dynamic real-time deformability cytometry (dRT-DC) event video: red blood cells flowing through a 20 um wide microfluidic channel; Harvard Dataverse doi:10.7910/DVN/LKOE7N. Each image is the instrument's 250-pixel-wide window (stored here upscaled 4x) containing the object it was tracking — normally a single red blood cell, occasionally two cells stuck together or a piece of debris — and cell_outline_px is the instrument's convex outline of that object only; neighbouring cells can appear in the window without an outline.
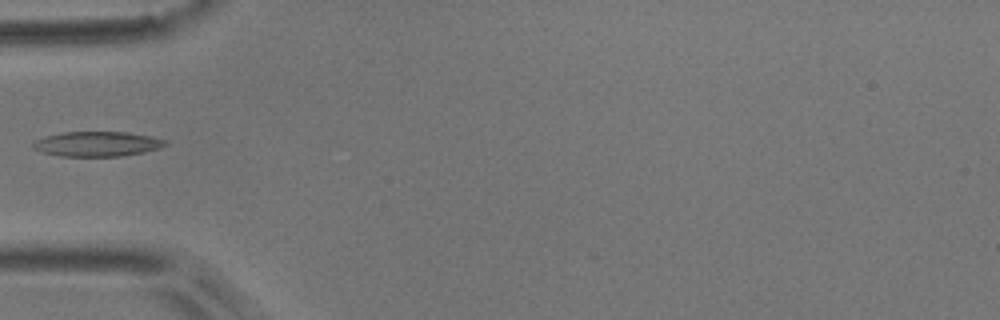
{"species": "common noctule bat (a hibernating species)", "species_latin": "Nyctalus noctula", "temperature_condition": "room temperature", "stored_images_in_passage": 5, "camera_frame_rate_fps": 3000, "um_per_image_px": 0.085, "animal": {"sex": "male", "body_mass_g": 17.9}, "frame": {"image": 1, "passage_image": 3, "time_ms": 0.667, "image_size_px": [1000, 320], "cell_outline_px": [[168, 144], [160, 148], [144, 152], [120, 156], [60, 156], [40, 152], [32, 148], [32, 144], [36, 140], [44, 136], [64, 132], [128, 132], [152, 136], [164, 140]], "centroid_in_image_um": [8.24, 12.23], "position_along_channel_um": 76.8, "area_um2": 19.25}}
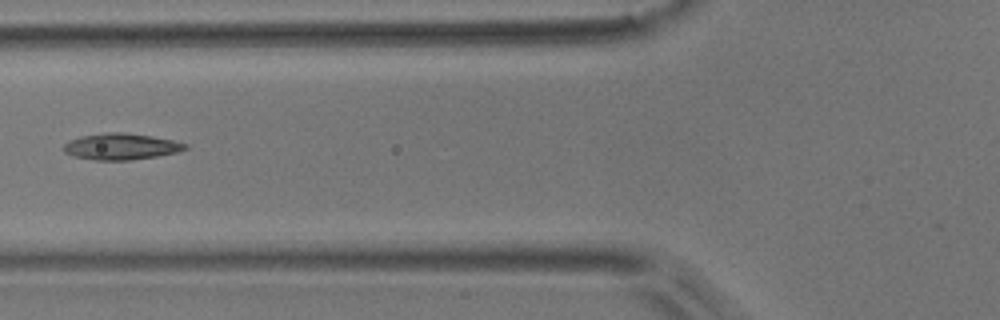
{"frame": {"image": 2, "passage_image": 4, "time_ms": 1.0, "image_size_px": [1000, 320], "cell_outline_px": [[188, 148], [176, 152], [156, 156], [132, 160], [96, 160], [72, 156], [64, 152], [64, 144], [68, 140], [80, 136], [108, 132], [124, 132], [152, 136], [172, 140], [188, 144]], "centroid_in_image_um": [10.26, 12.45], "position_along_channel_um": 115.5, "area_um2": 18.67}}
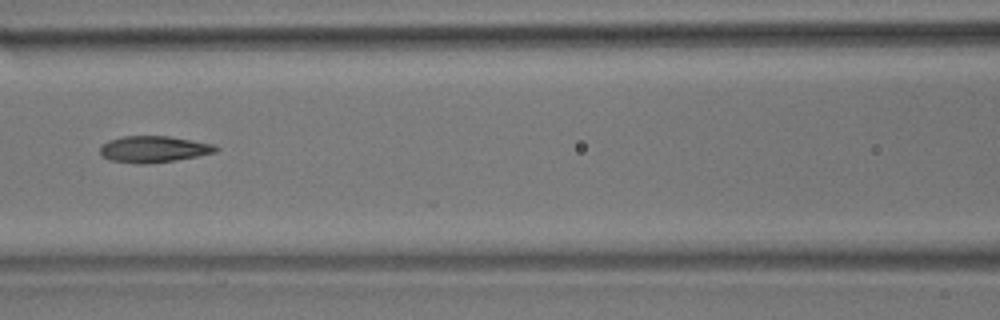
{"frame": {"image": 3, "passage_image": 5, "time_ms": 1.333, "image_size_px": [1000, 320], "cell_outline_px": [[220, 148], [216, 152], [196, 156], [148, 164], [136, 164], [112, 160], [104, 156], [100, 152], [100, 148], [108, 140], [124, 136], [168, 136], [192, 140], [212, 144]], "centroid_in_image_um": [13.06, 12.67], "position_along_channel_um": 153.5, "area_um2": 17.57}}